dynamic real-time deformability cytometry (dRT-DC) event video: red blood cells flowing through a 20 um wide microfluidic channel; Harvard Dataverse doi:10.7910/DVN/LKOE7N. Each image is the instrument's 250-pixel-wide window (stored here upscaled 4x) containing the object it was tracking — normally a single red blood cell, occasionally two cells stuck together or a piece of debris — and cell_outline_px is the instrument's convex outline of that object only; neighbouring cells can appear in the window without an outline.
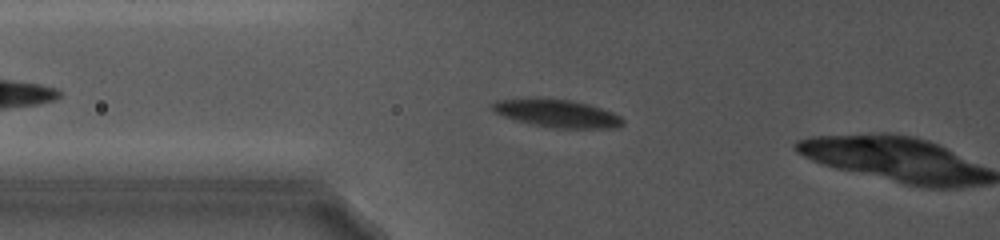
{"species": "common noctule bat (a hibernating species)", "species_latin": "Nyctalus noctula", "temperature_condition": "cold", "stored_images_in_passage": 29, "camera_frame_rate_fps": 5000, "um_per_image_px": 0.085, "animal": {"sex": "female", "body_mass_g": 19.0, "forearm_length_mm": 56.7}, "frame": {"image": 1, "passage_image": 7, "time_ms": 2.8, "image_size_px": [1000, 240], "cell_outline_px": [[624, 124], [620, 128], [552, 128], [532, 124], [516, 120], [504, 116], [496, 112], [492, 108], [492, 104], [496, 100], [568, 100], [588, 104], [612, 112], [620, 116], [624, 120]], "centroid_in_image_um": [47.45, 9.68], "position_along_channel_um": 78.4, "area_um2": 20.4}}
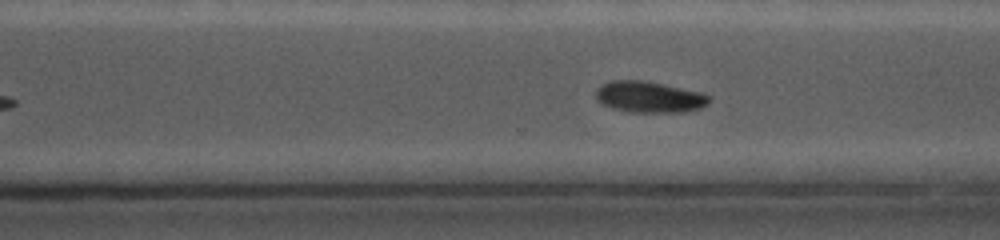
{"frame": {"image": 2, "passage_image": 21, "time_ms": 9.2, "image_size_px": [1000, 240], "cell_outline_px": [[712, 96], [708, 104], [700, 108], [684, 112], [632, 112], [612, 108], [596, 100], [596, 88], [600, 84], [608, 80], [644, 80], [704, 92]], "centroid_in_image_um": [55.21, 8.23], "position_along_channel_um": 315.4, "area_um2": 20.98}}
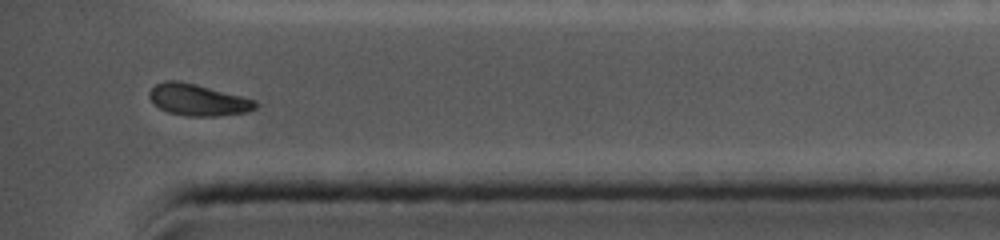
{"frame": {"image": 3, "passage_image": 28, "time_ms": 11.8, "image_size_px": [1000, 240], "cell_outline_px": [[256, 108], [248, 112], [216, 116], [188, 116], [168, 112], [160, 108], [148, 96], [148, 92], [156, 84], [164, 80], [176, 80], [196, 84], [256, 100]], "centroid_in_image_um": [16.82, 8.48], "position_along_channel_um": 418.4, "area_um2": 19.36}}